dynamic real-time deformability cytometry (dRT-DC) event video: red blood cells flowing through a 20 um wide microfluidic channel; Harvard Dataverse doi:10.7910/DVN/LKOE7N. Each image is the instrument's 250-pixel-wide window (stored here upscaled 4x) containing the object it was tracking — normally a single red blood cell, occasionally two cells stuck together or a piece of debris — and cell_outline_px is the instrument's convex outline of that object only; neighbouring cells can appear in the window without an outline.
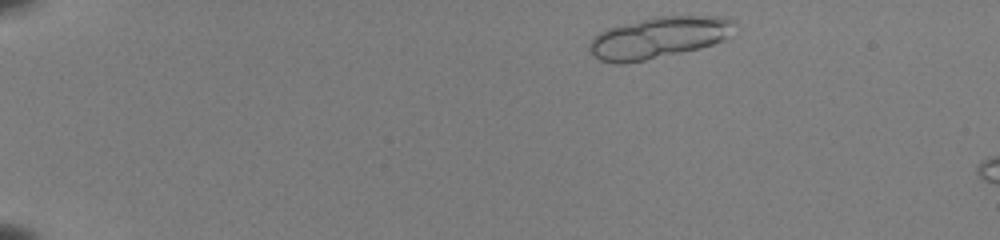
{"species": "common noctule bat (a hibernating species)", "species_latin": "Nyctalus noctula", "temperature_condition": "room temperature", "stored_images_in_passage": 7, "segment_of_instrument_passage": [1, 2], "camera_frame_rate_fps": 3000, "um_per_image_px": 0.085, "animal": {"sex": "female", "body_mass_g": 22.0, "forearm_length_mm": 56.7}, "frame": {"image": 1, "passage_image": 2, "time_ms": 0.333, "image_size_px": [1000, 240], "cell_outline_px": [[736, 24], [720, 40], [712, 44], [700, 48], [644, 60], [624, 64], [616, 64], [600, 60], [588, 48], [588, 44], [600, 32], [608, 28], [656, 16], [724, 16], [732, 20]], "centroid_in_image_um": [55.95, 3.19], "position_along_channel_um": 29.1, "area_um2": 34.28}}